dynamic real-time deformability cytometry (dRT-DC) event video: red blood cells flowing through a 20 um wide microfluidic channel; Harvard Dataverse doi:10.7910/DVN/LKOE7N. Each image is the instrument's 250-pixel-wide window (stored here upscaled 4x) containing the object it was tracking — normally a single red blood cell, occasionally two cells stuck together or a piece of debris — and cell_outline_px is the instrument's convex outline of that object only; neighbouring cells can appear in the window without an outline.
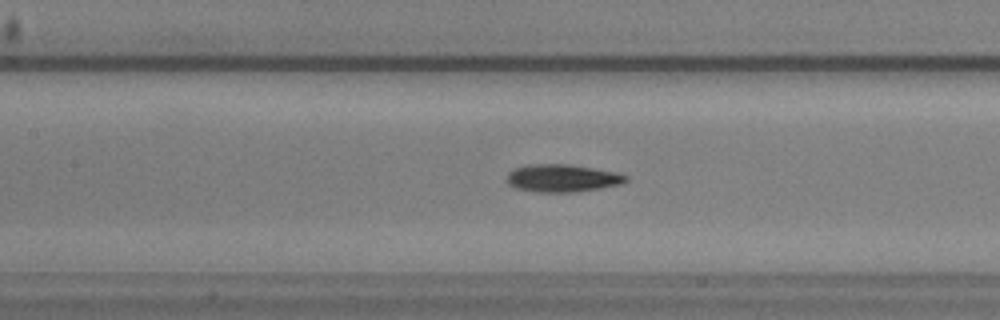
{"species": "common noctule bat (a hibernating species)", "species_latin": "Nyctalus noctula", "temperature_condition": "warm", "stored_images_in_passage": 30, "camera_frame_rate_fps": 3000, "um_per_image_px": 0.085, "animal": {"sex": "male", "body_mass_g": 20.5, "forearm_length_mm": 52.5}, "frame": {"image": 1, "passage_image": 8, "time_ms": 2.333, "image_size_px": [1000, 320], "cell_outline_px": [[628, 180], [620, 184], [600, 188], [572, 192], [536, 192], [516, 188], [508, 184], [504, 180], [508, 172], [512, 168], [528, 164], [568, 164], [616, 172], [628, 176]], "centroid_in_image_um": [47.72, 15.14], "position_along_channel_um": 159.7, "area_um2": 19.31}}
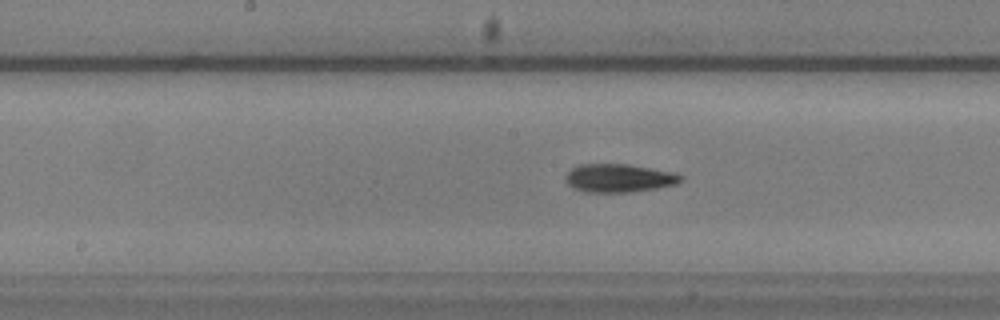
{"frame": {"image": 2, "passage_image": 11, "time_ms": 3.333, "image_size_px": [1000, 320], "cell_outline_px": [[684, 180], [676, 184], [656, 188], [632, 192], [584, 192], [572, 188], [568, 184], [564, 176], [572, 168], [580, 164], [628, 164], [676, 172], [684, 176]], "centroid_in_image_um": [52.64, 15.13], "position_along_channel_um": 195.6, "area_um2": 19.25}}